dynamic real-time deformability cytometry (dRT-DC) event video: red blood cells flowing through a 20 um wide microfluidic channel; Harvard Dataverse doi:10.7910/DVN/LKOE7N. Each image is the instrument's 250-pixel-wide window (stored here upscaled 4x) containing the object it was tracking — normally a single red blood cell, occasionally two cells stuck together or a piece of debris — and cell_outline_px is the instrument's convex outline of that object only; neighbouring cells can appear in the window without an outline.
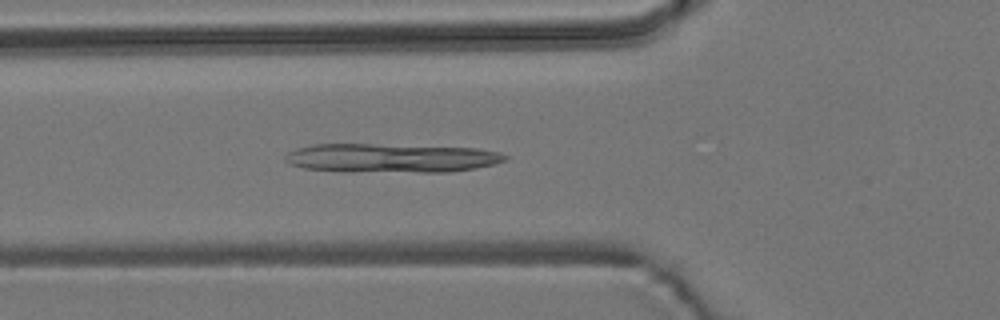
{"species": "common noctule bat (a hibernating species)", "species_latin": "Nyctalus noctula", "temperature_condition": "room temperature", "stored_images_in_passage": 54, "camera_frame_rate_fps": 3000, "um_per_image_px": 0.085, "animal": {"sex": "male", "body_mass_g": 19.2, "forearm_length_mm": 51.8}, "frame": {"image": 1, "passage_image": 19, "time_ms": 6.0, "image_size_px": [1000, 320], "cell_outline_px": [[508, 160], [496, 164], [476, 168], [448, 172], [344, 172], [304, 168], [292, 164], [284, 160], [284, 156], [288, 152], [296, 148], [312, 144], [372, 144], [476, 148], [500, 152], [508, 156]], "centroid_in_image_um": [33.26, 13.44], "position_along_channel_um": 92.5, "area_um2": 37.51}}
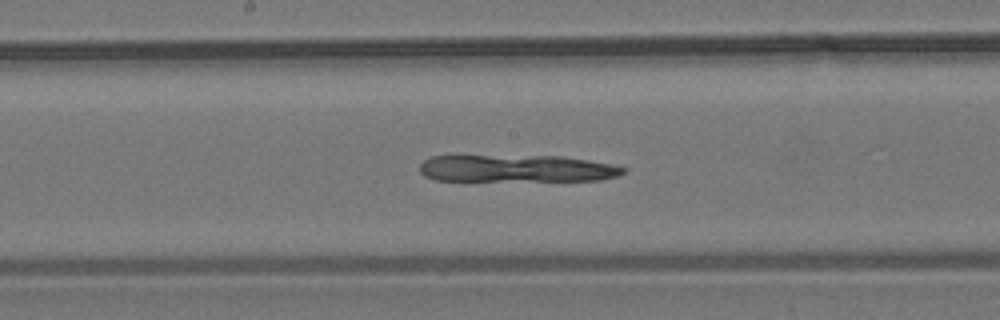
{"frame": {"image": 2, "passage_image": 28, "time_ms": 9.0, "image_size_px": [1000, 320], "cell_outline_px": [[628, 172], [616, 176], [600, 180], [436, 180], [424, 176], [420, 172], [420, 164], [424, 160], [432, 156], [564, 156], [588, 160], [628, 168]], "centroid_in_image_um": [43.93, 14.32], "position_along_channel_um": 204.3, "area_um2": 32.02}}
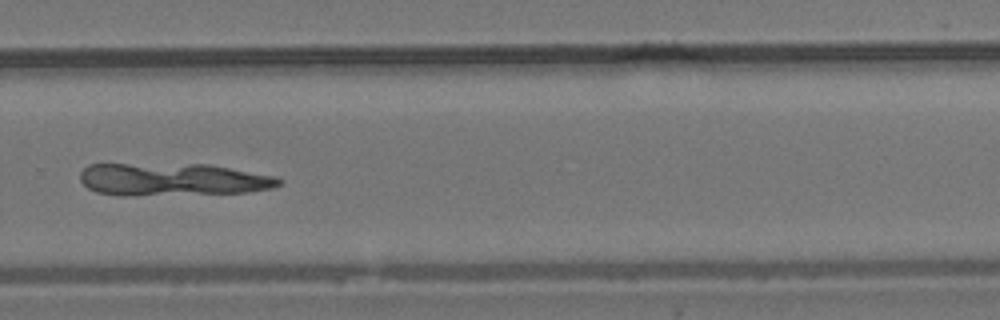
{"frame": {"image": 3, "passage_image": 37, "time_ms": 12.0, "image_size_px": [1000, 320], "cell_outline_px": [[284, 184], [272, 188], [248, 192], [124, 196], [120, 196], [96, 192], [88, 188], [80, 180], [80, 172], [88, 164], [208, 164], [276, 176], [284, 180]], "centroid_in_image_um": [14.69, 15.26], "position_along_channel_um": 315.1, "area_um2": 38.09}}